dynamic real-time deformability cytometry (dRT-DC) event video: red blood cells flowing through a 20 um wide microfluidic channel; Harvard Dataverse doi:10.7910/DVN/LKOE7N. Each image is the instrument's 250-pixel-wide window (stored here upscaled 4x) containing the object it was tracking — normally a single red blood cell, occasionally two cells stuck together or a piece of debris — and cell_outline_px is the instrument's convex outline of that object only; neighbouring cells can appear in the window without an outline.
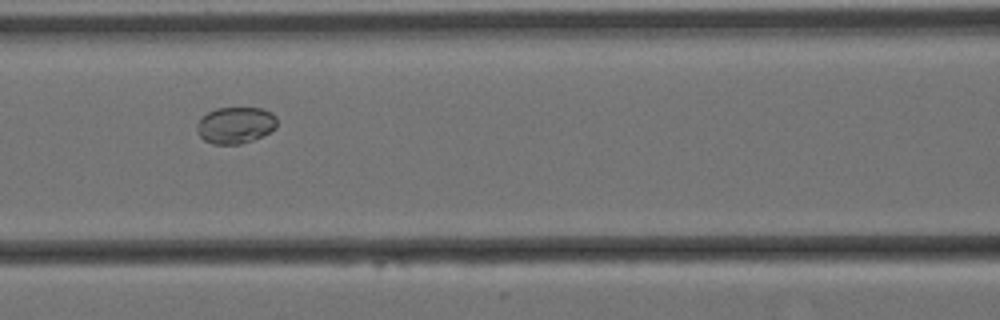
{"species": "Egyptian fruit bat (a non-hibernating species)", "species_latin": "Rousettus aegyptiacus", "temperature_condition": "cold", "stored_images_in_passage": 6, "camera_frame_rate_fps": 3000, "um_per_image_px": 0.085, "animal": {"sex": "female"}, "frame": {"image": 1, "passage_image": 3, "time_ms": 0.667, "image_size_px": [1000, 320], "cell_outline_px": [[276, 128], [252, 140], [240, 144], [212, 144], [204, 140], [196, 132], [196, 124], [200, 116], [216, 108], [260, 108], [272, 112], [276, 116]], "centroid_in_image_um": [19.96, 10.63], "position_along_channel_um": 146.6, "area_um2": 17.17}}
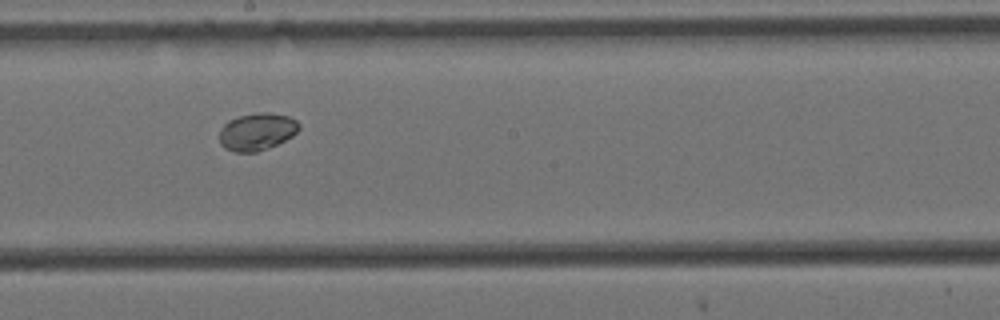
{"frame": {"image": 2, "passage_image": 5, "time_ms": 1.333, "image_size_px": [1000, 320], "cell_outline_px": [[300, 128], [292, 136], [268, 148], [256, 152], [236, 152], [224, 148], [220, 144], [220, 128], [228, 120], [240, 116], [260, 112], [272, 112], [288, 116], [296, 120], [300, 124]], "centroid_in_image_um": [21.84, 11.18], "position_along_channel_um": 226.4, "area_um2": 17.34}}
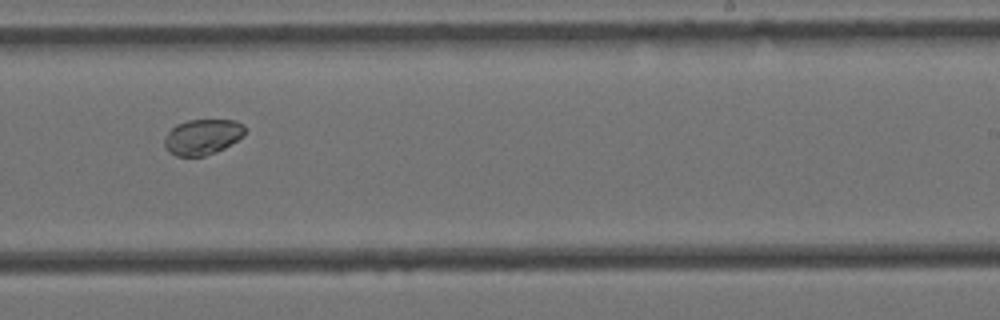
{"frame": {"image": 3, "passage_image": 6, "time_ms": 1.667, "image_size_px": [1000, 320], "cell_outline_px": [[244, 136], [224, 148], [216, 152], [204, 156], [176, 156], [168, 152], [164, 144], [164, 136], [176, 124], [188, 120], [236, 120], [244, 124]], "centroid_in_image_um": [17.2, 11.63], "position_along_channel_um": 271.8, "area_um2": 16.76}}